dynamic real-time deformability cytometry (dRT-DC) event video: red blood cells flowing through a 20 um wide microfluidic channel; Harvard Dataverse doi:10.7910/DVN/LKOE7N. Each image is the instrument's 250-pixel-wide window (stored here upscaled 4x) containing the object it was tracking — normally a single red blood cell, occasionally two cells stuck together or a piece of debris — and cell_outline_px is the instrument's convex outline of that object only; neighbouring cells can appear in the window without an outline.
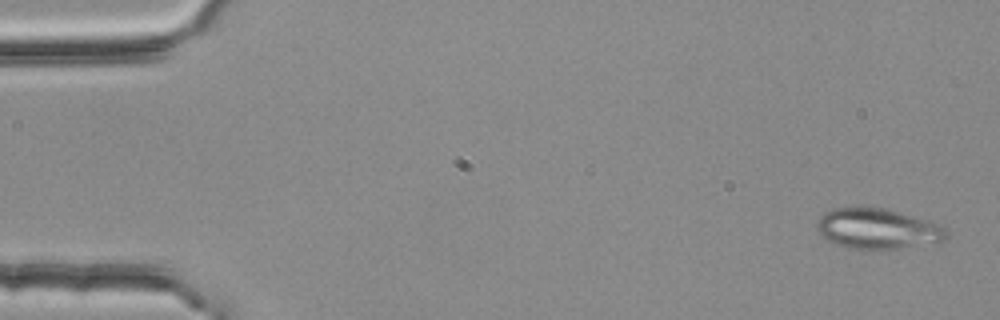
{"species": "common noctule bat (a hibernating species)", "species_latin": "Nyctalus noctula", "temperature_condition": "room temperature", "stored_images_in_passage": 5, "camera_frame_rate_fps": 3000, "um_per_image_px": 0.085, "animal": {"sex": "female", "body_mass_g": 25.1}, "frame": {"image": 1, "passage_image": 1, "time_ms": 0.0, "image_size_px": [1000, 320], "cell_outline_px": [[948, 236], [944, 240], [896, 248], [852, 248], [836, 244], [820, 236], [816, 228], [816, 224], [824, 212], [832, 208], [860, 204], [884, 208], [932, 220], [948, 228]], "centroid_in_image_um": [74.57, 19.37], "position_along_channel_um": 10.4, "area_um2": 30.98}}